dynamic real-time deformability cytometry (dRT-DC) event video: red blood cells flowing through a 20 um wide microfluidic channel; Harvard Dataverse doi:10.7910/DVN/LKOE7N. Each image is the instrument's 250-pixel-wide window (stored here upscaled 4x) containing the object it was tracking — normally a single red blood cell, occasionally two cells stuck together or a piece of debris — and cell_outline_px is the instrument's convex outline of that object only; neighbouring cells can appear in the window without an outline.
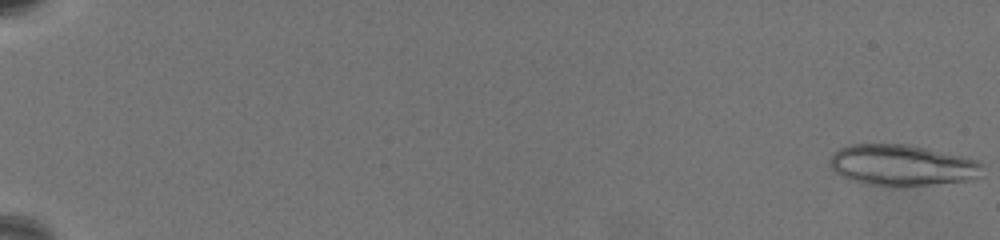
{"species": "common noctule bat (a hibernating species)", "species_latin": "Nyctalus noctula", "temperature_condition": "warm", "stored_images_in_passage": 27, "camera_frame_rate_fps": 3000, "um_per_image_px": 0.085, "animal": {"sex": "female", "body_mass_g": 19.5, "forearm_length_mm": 54.1}, "frame": {"image": 1, "passage_image": 1, "time_ms": 0.0, "image_size_px": [1000, 240], "cell_outline_px": [[984, 164], [980, 176], [968, 180], [936, 184], [868, 184], [852, 180], [840, 176], [832, 172], [828, 164], [832, 156], [840, 148], [852, 144], [904, 144], [924, 148], [960, 156], [976, 160]], "centroid_in_image_um": [76.64, 14.03], "position_along_channel_um": 8.4, "area_um2": 35.78}}